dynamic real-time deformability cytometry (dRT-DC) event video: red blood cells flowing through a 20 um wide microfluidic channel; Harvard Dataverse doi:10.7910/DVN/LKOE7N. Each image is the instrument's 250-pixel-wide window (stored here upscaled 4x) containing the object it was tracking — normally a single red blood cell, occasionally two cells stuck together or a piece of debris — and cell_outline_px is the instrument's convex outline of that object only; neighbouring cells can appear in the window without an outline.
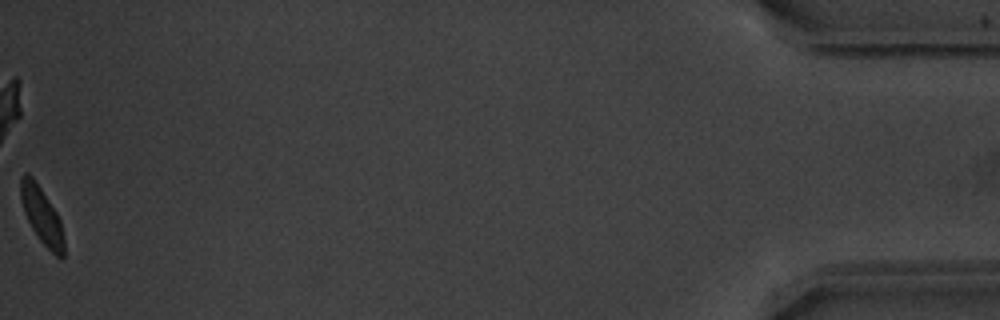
{"species": "common noctule bat (a hibernating species)", "species_latin": "Nyctalus noctula", "temperature_condition": "warm", "stored_images_in_passage": 51, "camera_frame_rate_fps": 3000, "um_per_image_px": 0.085, "animal": {"sex": "male", "body_mass_g": 20.1, "forearm_length_mm": 53.5}, "frame": {"image": 1, "passage_image": 51, "time_ms": 16.667, "image_size_px": [1000, 320], "cell_outline_px": [[64, 256], [60, 260], [36, 236], [24, 212], [20, 200], [20, 176], [24, 172], [28, 172], [32, 176], [56, 212], [60, 220], [64, 240]], "centroid_in_image_um": [3.53, 18.31], "position_along_channel_um": 431.7, "area_um2": 14.28}, "authors_computed_cell_mechanics": {"area_um2": 15.1436, "velocity_mm_per_s": 3.7841, "shape_relaxation_time_tau1_ms": null, "shape_relaxation_time_tau2_ms": 1.4798, "deformation_change_tau1": null, "deformation_change_tau2": 0.056}}